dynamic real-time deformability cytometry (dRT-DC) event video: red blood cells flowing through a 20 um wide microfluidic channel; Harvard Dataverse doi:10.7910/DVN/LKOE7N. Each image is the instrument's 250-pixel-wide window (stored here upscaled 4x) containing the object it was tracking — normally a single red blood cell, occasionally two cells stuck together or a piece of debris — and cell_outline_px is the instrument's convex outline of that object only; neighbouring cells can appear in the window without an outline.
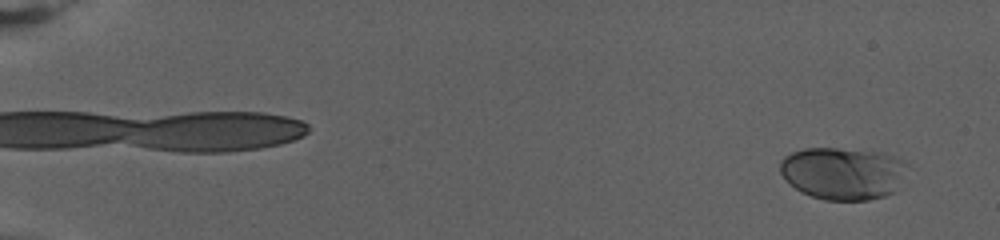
{"species": "human", "species_latin": "Homo sapiens", "temperature_condition": "warm", "stored_images_in_passage": 76, "camera_frame_rate_fps": 3000, "um_per_image_px": 0.085, "donor": {"sex": "female"}, "frame": {"image": 1, "passage_image": 4, "time_ms": 1.0, "image_size_px": [1000, 240], "cell_outline_px": [[908, 164], [896, 192], [884, 196], [868, 200], [824, 200], [800, 192], [780, 172], [780, 160], [784, 156], [792, 152], [804, 148], [836, 148], [884, 152], [904, 160]], "centroid_in_image_um": [71.67, 14.72], "position_along_channel_um": 13.3, "area_um2": 39.07}}
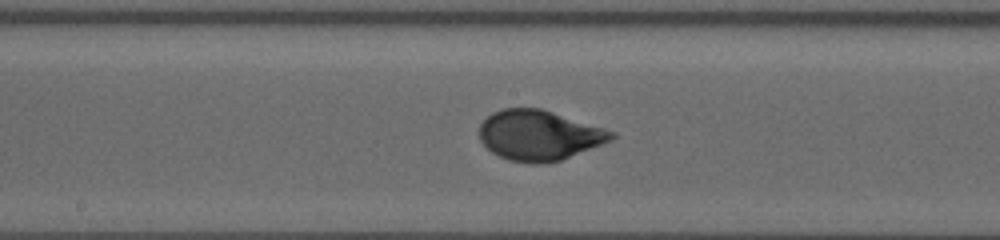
{"frame": {"image": 2, "passage_image": 43, "time_ms": 14.0, "image_size_px": [1000, 240], "cell_outline_px": [[616, 136], [612, 140], [560, 160], [544, 164], [532, 164], [508, 160], [492, 152], [480, 140], [480, 124], [492, 112], [500, 108], [540, 108], [616, 132]], "centroid_in_image_um": [45.81, 11.5], "position_along_channel_um": 202.4, "area_um2": 38.38}}
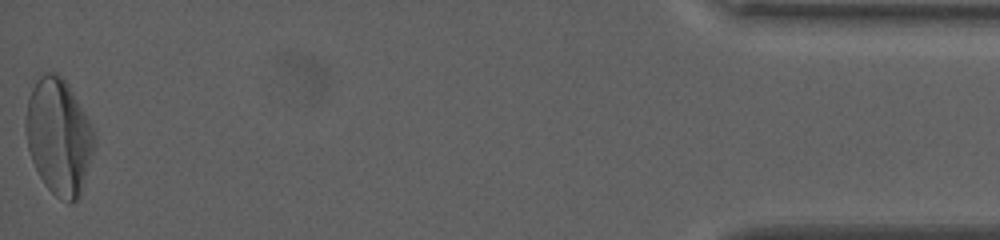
{"frame": {"image": 3, "passage_image": 76, "time_ms": 25.0, "image_size_px": [1000, 240], "cell_outline_px": [[96, 144], [80, 196], [72, 204], [68, 204], [60, 200], [44, 184], [32, 160], [28, 148], [24, 128], [24, 120], [28, 100], [32, 88], [36, 80], [44, 72], [56, 72], [68, 84], [88, 120], [96, 136]], "centroid_in_image_um": [4.99, 11.63], "position_along_channel_um": 430.2, "area_um2": 46.47}, "authors_computed_cell_mechanics": {"area_um2": 37.8301, "velocity_mm_per_s": 2.8008, "shape_relaxation_time_tau1_ms": 6.3034, "shape_relaxation_time_tau2_ms": null, "deformation_change_tau1": 0.2139, "deformation_change_tau2": null}}